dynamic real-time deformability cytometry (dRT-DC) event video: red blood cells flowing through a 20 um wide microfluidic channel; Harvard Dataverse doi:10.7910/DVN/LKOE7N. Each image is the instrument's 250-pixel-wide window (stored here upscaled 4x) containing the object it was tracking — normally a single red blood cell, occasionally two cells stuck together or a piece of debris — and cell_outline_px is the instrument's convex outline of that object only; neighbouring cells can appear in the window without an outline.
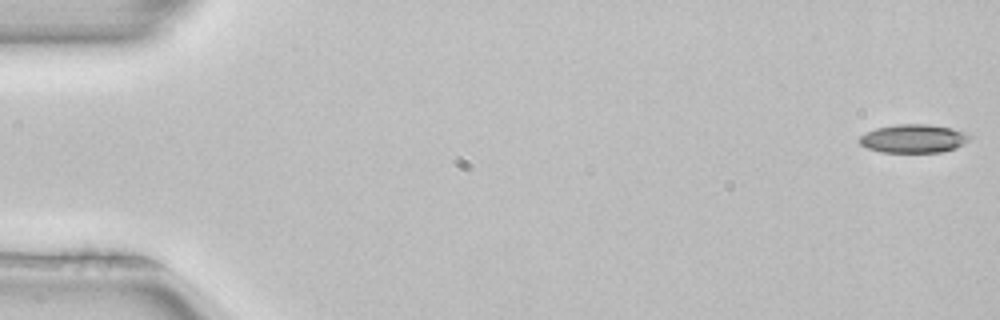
{"species": "common noctule bat (a hibernating species)", "species_latin": "Nyctalus noctula", "temperature_condition": "room temperature", "stored_images_in_passage": 10, "camera_frame_rate_fps": 3000, "um_per_image_px": 0.085, "animal": {"sex": "female", "body_mass_g": 22.7, "forearm_length_mm": 54.2}, "frame": {"image": 1, "passage_image": 1, "time_ms": 0.0, "image_size_px": [1000, 320], "cell_outline_px": [[972, 136], [964, 144], [956, 148], [940, 152], [880, 152], [868, 148], [860, 144], [856, 140], [860, 136], [876, 128], [896, 124], [928, 124], [952, 128], [968, 132]], "centroid_in_image_um": [77.67, 11.77], "position_along_channel_um": 7.3, "area_um2": 18.44}}